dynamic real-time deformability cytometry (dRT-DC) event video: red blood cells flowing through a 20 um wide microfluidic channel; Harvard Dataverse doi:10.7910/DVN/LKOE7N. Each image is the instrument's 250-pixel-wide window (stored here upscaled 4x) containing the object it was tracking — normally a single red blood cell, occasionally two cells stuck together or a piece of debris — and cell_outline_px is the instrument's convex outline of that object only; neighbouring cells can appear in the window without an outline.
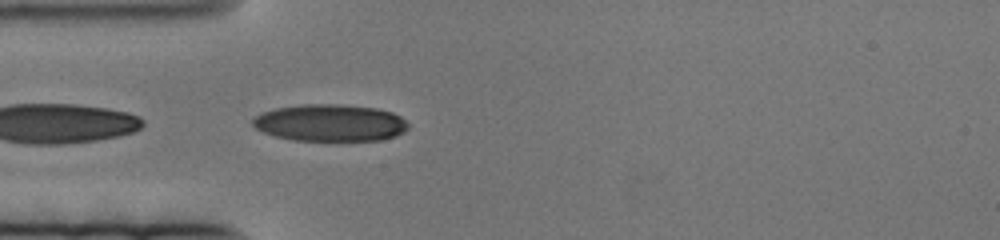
{"species": "human", "species_latin": "Homo sapiens", "temperature_condition": "cold", "stored_images_in_passage": 22, "camera_frame_rate_fps": 3000, "um_per_image_px": 0.085, "donor": {"sex": "female"}, "frame": {"image": 1, "passage_image": 2, "time_ms": 0.333, "image_size_px": [1000, 240], "cell_outline_px": [[408, 128], [404, 132], [396, 136], [380, 140], [296, 140], [276, 136], [264, 132], [256, 128], [252, 124], [252, 120], [260, 112], [276, 108], [304, 104], [336, 104], [376, 108], [392, 112], [400, 116], [408, 124]], "centroid_in_image_um": [28.06, 10.43], "position_along_channel_um": 56.9, "area_um2": 33.35}}
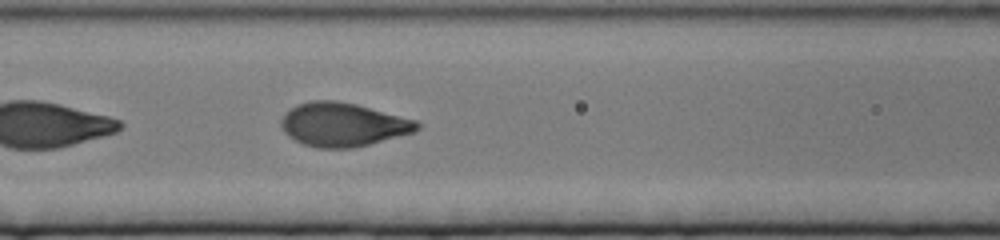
{"frame": {"image": 2, "passage_image": 12, "time_ms": 3.667, "image_size_px": [1000, 240], "cell_outline_px": [[420, 128], [412, 132], [368, 144], [352, 148], [316, 148], [304, 144], [288, 136], [284, 132], [280, 124], [280, 120], [296, 104], [308, 100], [336, 100], [356, 104], [416, 120], [420, 124]], "centroid_in_image_um": [29.11, 10.58], "position_along_channel_um": 137.5, "area_um2": 34.33}}
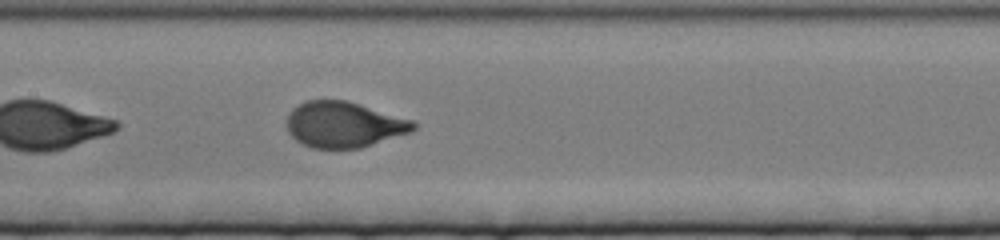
{"frame": {"image": 3, "passage_image": 17, "time_ms": 5.333, "image_size_px": [1000, 240], "cell_outline_px": [[416, 128], [412, 132], [360, 148], [312, 148], [296, 140], [288, 132], [288, 116], [292, 108], [308, 100], [348, 100], [412, 120], [416, 124]], "centroid_in_image_um": [29.25, 10.59], "position_along_channel_um": 178.2, "area_um2": 33.64}}